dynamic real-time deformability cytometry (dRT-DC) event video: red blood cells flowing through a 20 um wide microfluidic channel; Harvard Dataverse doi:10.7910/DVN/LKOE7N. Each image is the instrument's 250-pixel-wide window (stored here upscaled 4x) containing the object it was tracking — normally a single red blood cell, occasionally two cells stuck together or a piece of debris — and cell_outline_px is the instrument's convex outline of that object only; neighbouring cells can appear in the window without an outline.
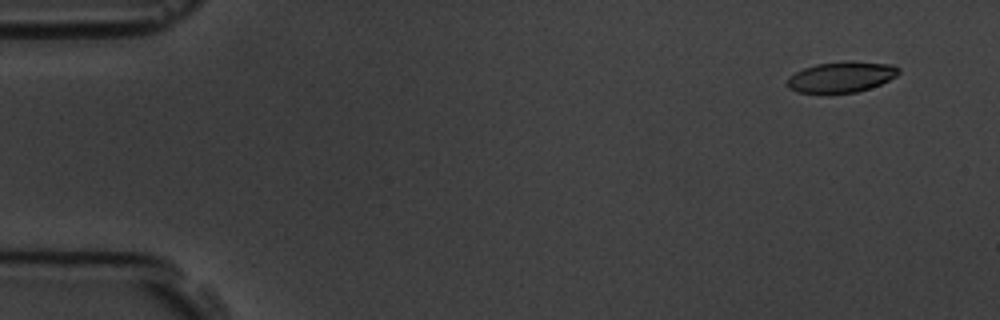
{"species": "common noctule bat (a hibernating species)", "species_latin": "Nyctalus noctula", "temperature_condition": "room temperature", "stored_images_in_passage": 4, "camera_frame_rate_fps": 3000, "um_per_image_px": 0.085, "animal": {"sex": "male", "body_mass_g": 19.5, "forearm_length_mm": 54.6}, "frame": {"image": 1, "passage_image": 1, "time_ms": 0.0, "image_size_px": [1000, 320], "cell_outline_px": [[900, 72], [896, 76], [880, 84], [856, 92], [796, 92], [788, 88], [788, 76], [804, 68], [816, 64], [848, 60], [852, 60], [892, 64], [900, 68]], "centroid_in_image_um": [71.53, 6.51], "position_along_channel_um": 13.5, "area_um2": 19.88}}
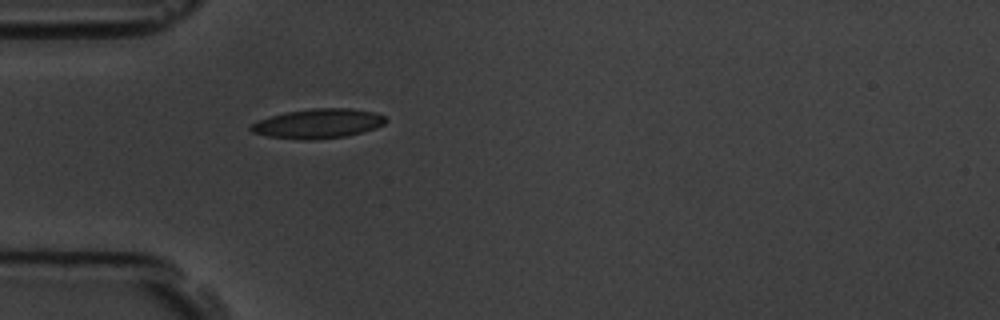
{"frame": {"image": 2, "passage_image": 4, "time_ms": 4.333, "image_size_px": [1000, 320], "cell_outline_px": [[388, 120], [384, 124], [376, 128], [348, 136], [312, 140], [304, 140], [268, 136], [252, 132], [248, 128], [252, 124], [260, 120], [272, 116], [288, 112], [312, 108], [352, 108], [376, 112], [384, 116]], "centroid_in_image_um": [27.09, 10.5], "position_along_channel_um": 57.9, "area_um2": 23.18}}